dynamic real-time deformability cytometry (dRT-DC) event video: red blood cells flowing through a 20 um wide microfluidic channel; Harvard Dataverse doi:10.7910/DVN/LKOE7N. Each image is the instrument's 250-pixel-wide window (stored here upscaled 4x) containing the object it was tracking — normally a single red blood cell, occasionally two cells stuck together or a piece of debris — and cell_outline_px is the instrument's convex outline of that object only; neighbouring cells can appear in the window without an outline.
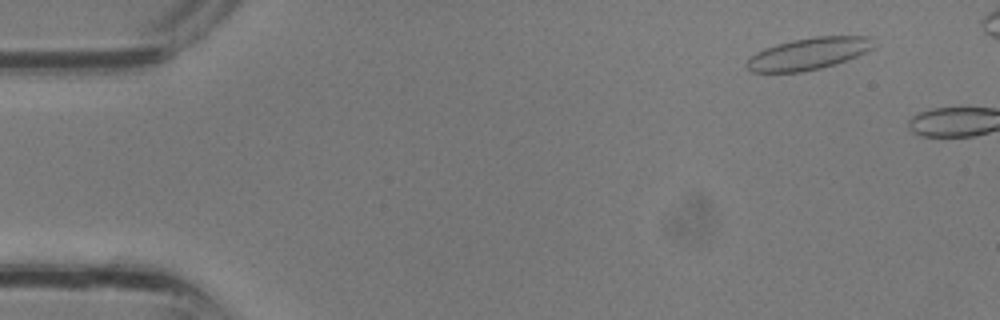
{"species": "common noctule bat (a hibernating species)", "species_latin": "Nyctalus noctula", "temperature_condition": "room temperature", "stored_images_in_passage": 5, "camera_frame_rate_fps": 3000, "um_per_image_px": 0.085, "animal": {"sex": "male", "body_mass_g": 13.3}, "frame": {"image": 1, "passage_image": 3, "time_ms": 0.667, "image_size_px": [1000, 320], "cell_outline_px": [[872, 48], [856, 56], [836, 64], [820, 68], [800, 72], [752, 72], [744, 64], [756, 52], [764, 48], [776, 44], [792, 40], [816, 36], [872, 36]], "centroid_in_image_um": [68.69, 4.56], "position_along_channel_um": 16.3, "area_um2": 23.41}}